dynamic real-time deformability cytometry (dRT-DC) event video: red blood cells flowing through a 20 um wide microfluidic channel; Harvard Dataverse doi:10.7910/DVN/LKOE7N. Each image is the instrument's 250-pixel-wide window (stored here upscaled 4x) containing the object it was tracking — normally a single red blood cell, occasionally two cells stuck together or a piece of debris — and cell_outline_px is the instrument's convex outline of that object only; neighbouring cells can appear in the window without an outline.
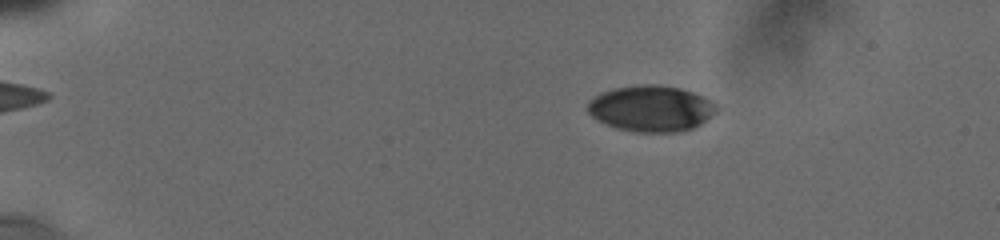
{"species": "human", "species_latin": "Homo sapiens", "temperature_condition": "cold", "stored_images_in_passage": 13, "camera_frame_rate_fps": 3000, "um_per_image_px": 0.085, "donor": {"sex": "male"}, "frame": {"image": 1, "passage_image": 6, "time_ms": 3.333, "image_size_px": [1000, 240], "cell_outline_px": [[716, 112], [700, 124], [692, 128], [680, 132], [636, 132], [616, 128], [604, 124], [596, 120], [588, 112], [588, 100], [600, 92], [616, 88], [644, 84], [656, 84], [680, 88], [704, 96], [716, 104]], "centroid_in_image_um": [55.32, 9.22], "position_along_channel_um": 29.7, "area_um2": 34.68}}
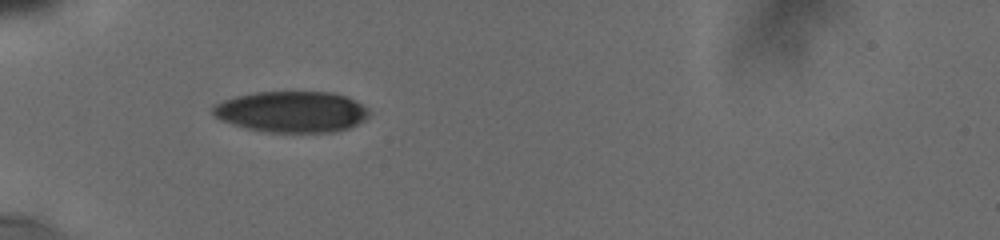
{"frame": {"image": 2, "passage_image": 11, "time_ms": 6.333, "image_size_px": [1000, 240], "cell_outline_px": [[372, 112], [364, 120], [348, 128], [336, 132], [268, 132], [244, 128], [220, 120], [212, 112], [212, 108], [216, 104], [224, 100], [236, 96], [256, 92], [332, 92], [344, 96], [368, 108]], "centroid_in_image_um": [24.79, 9.51], "position_along_channel_um": 60.2, "area_um2": 37.34}}